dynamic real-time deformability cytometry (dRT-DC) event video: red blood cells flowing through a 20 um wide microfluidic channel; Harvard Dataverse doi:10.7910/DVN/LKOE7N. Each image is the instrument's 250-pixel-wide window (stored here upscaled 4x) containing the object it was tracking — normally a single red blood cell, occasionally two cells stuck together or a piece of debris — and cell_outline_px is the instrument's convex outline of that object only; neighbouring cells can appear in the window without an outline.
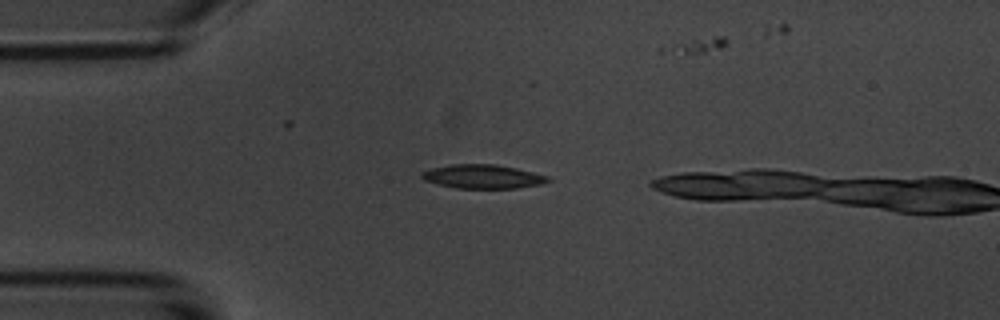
{"species": "common noctule bat (a hibernating species)", "species_latin": "Nyctalus noctula", "temperature_condition": "room temperature", "stored_images_in_passage": 4, "camera_frame_rate_fps": 3000, "um_per_image_px": 0.085, "animal": {"sex": "male", "body_mass_g": 20.1, "forearm_length_mm": 53.5}, "frame": {"image": 1, "passage_image": 2, "time_ms": 1.0, "image_size_px": [1000, 320], "cell_outline_px": [[552, 180], [544, 184], [516, 188], [456, 188], [436, 184], [424, 180], [420, 176], [420, 172], [432, 168], [452, 164], [496, 164], [516, 168], [548, 176]], "centroid_in_image_um": [41.03, 15.01], "position_along_channel_um": 44.0, "area_um2": 17.69}}